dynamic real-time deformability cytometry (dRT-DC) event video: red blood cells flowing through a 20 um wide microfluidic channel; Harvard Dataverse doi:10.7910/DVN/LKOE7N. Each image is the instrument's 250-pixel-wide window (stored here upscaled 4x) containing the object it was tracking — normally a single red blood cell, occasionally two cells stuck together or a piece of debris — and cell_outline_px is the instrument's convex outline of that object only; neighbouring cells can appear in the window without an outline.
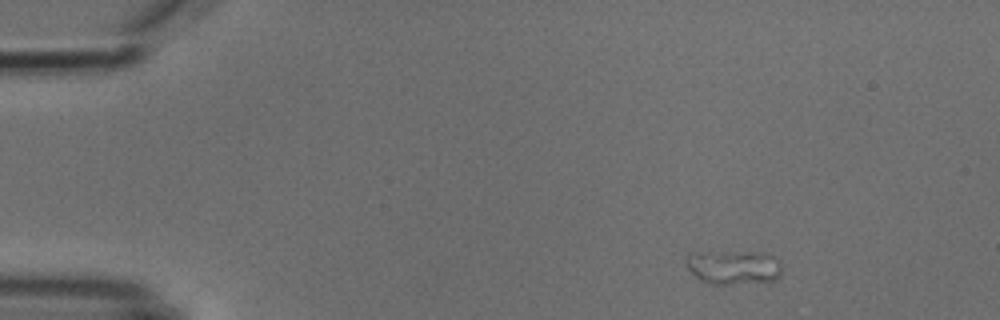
{"species": "common noctule bat (a hibernating species)", "species_latin": "Nyctalus noctula", "temperature_condition": "cold", "stored_images_in_passage": 4, "camera_frame_rate_fps": 3000, "um_per_image_px": 0.085, "animal": {"sex": "male", "body_mass_g": 18.8}, "frame": {"image": 1, "passage_image": 1, "time_ms": 0.0, "image_size_px": [1000, 320], "cell_outline_px": [[780, 276], [776, 280], [728, 284], [712, 284], [700, 280], [688, 268], [688, 252], [764, 252], [772, 256], [780, 264]], "centroid_in_image_um": [62.35, 22.7], "position_along_channel_um": 22.6, "area_um2": 18.79}}
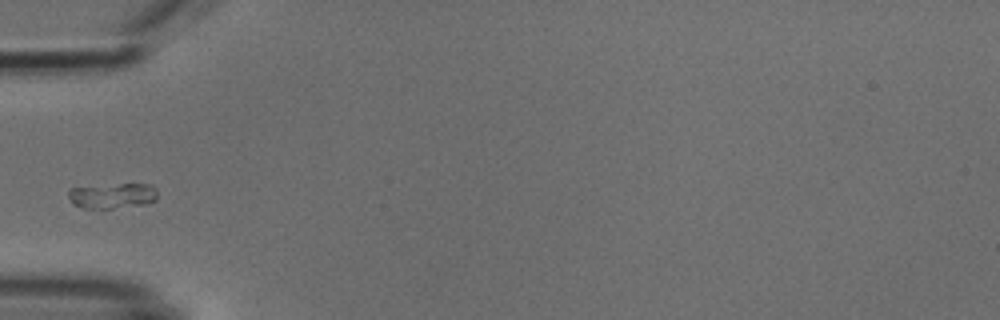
{"frame": {"image": 2, "passage_image": 4, "time_ms": 3.667, "image_size_px": [1000, 320], "cell_outline_px": [[156, 200], [148, 204], [112, 208], [84, 208], [72, 204], [68, 196], [68, 192], [72, 188], [120, 184], [152, 184], [156, 188]], "centroid_in_image_um": [9.59, 16.64], "position_along_channel_um": 75.4, "area_um2": 13.06}}